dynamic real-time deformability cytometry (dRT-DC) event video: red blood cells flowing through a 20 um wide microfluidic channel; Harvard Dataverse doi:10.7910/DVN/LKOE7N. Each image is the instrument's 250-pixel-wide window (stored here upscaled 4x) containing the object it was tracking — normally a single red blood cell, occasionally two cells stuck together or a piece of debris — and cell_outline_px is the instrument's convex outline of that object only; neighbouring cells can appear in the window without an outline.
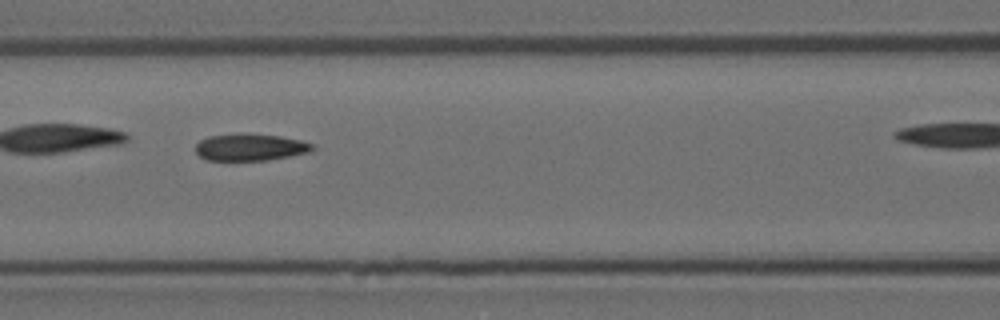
{"species": "Egyptian fruit bat (a non-hibernating species)", "species_latin": "Rousettus aegyptiacus", "temperature_condition": "room temperature", "stored_images_in_passage": 30, "camera_frame_rate_fps": 3000, "um_per_image_px": 0.085, "animal": {"sex": "female"}, "frame": {"image": 1, "passage_image": 9, "time_ms": 2.667, "image_size_px": [1000, 320], "cell_outline_px": [[316, 148], [308, 152], [268, 160], [204, 160], [196, 152], [196, 144], [200, 140], [208, 136], [280, 136], [300, 140], [312, 144]], "centroid_in_image_um": [21.27, 12.56], "position_along_channel_um": 145.3, "area_um2": 17.46}}
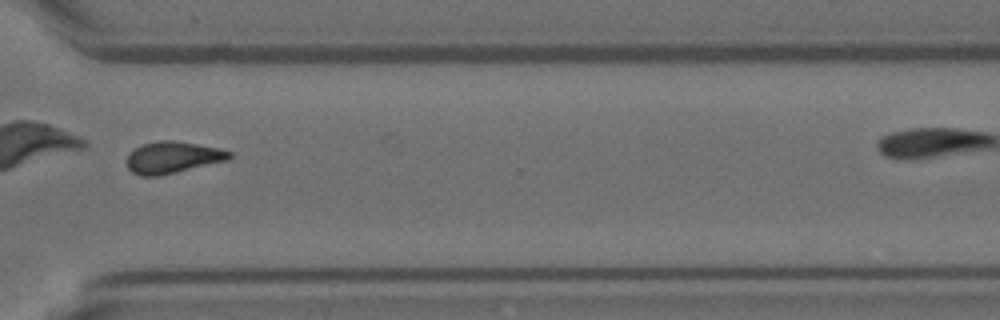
{"frame": {"image": 2, "passage_image": 26, "time_ms": 8.333, "image_size_px": [1000, 320], "cell_outline_px": [[232, 156], [228, 160], [160, 176], [140, 176], [132, 172], [128, 168], [124, 160], [140, 144], [160, 140], [172, 140], [220, 148], [232, 152]], "centroid_in_image_um": [14.66, 13.38], "position_along_channel_um": 355.9, "area_um2": 19.07}}